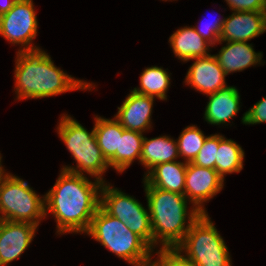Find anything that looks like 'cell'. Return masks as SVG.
<instances>
[{
  "label": "cell",
  "mask_w": 266,
  "mask_h": 266,
  "mask_svg": "<svg viewBox=\"0 0 266 266\" xmlns=\"http://www.w3.org/2000/svg\"><path fill=\"white\" fill-rule=\"evenodd\" d=\"M15 87L18 100L56 96L74 90H92V83L78 80L54 65L42 49L17 51Z\"/></svg>",
  "instance_id": "obj_2"
},
{
  "label": "cell",
  "mask_w": 266,
  "mask_h": 266,
  "mask_svg": "<svg viewBox=\"0 0 266 266\" xmlns=\"http://www.w3.org/2000/svg\"><path fill=\"white\" fill-rule=\"evenodd\" d=\"M232 11L266 12V0H225Z\"/></svg>",
  "instance_id": "obj_29"
},
{
  "label": "cell",
  "mask_w": 266,
  "mask_h": 266,
  "mask_svg": "<svg viewBox=\"0 0 266 266\" xmlns=\"http://www.w3.org/2000/svg\"><path fill=\"white\" fill-rule=\"evenodd\" d=\"M168 42L174 55L183 62L210 55L208 51L212 46L195 31L193 26L177 29L169 37Z\"/></svg>",
  "instance_id": "obj_18"
},
{
  "label": "cell",
  "mask_w": 266,
  "mask_h": 266,
  "mask_svg": "<svg viewBox=\"0 0 266 266\" xmlns=\"http://www.w3.org/2000/svg\"><path fill=\"white\" fill-rule=\"evenodd\" d=\"M244 155V150L237 142L219 134L215 170L223 180L226 174L239 173L243 169Z\"/></svg>",
  "instance_id": "obj_21"
},
{
  "label": "cell",
  "mask_w": 266,
  "mask_h": 266,
  "mask_svg": "<svg viewBox=\"0 0 266 266\" xmlns=\"http://www.w3.org/2000/svg\"><path fill=\"white\" fill-rule=\"evenodd\" d=\"M2 221H3V219H2V217L0 216V225H1Z\"/></svg>",
  "instance_id": "obj_33"
},
{
  "label": "cell",
  "mask_w": 266,
  "mask_h": 266,
  "mask_svg": "<svg viewBox=\"0 0 266 266\" xmlns=\"http://www.w3.org/2000/svg\"><path fill=\"white\" fill-rule=\"evenodd\" d=\"M253 47L247 42L226 41V46L224 45L214 56L228 75L262 63V52L256 53Z\"/></svg>",
  "instance_id": "obj_16"
},
{
  "label": "cell",
  "mask_w": 266,
  "mask_h": 266,
  "mask_svg": "<svg viewBox=\"0 0 266 266\" xmlns=\"http://www.w3.org/2000/svg\"><path fill=\"white\" fill-rule=\"evenodd\" d=\"M185 77V83L205 95L215 93L227 86L226 74L214 55L194 59Z\"/></svg>",
  "instance_id": "obj_13"
},
{
  "label": "cell",
  "mask_w": 266,
  "mask_h": 266,
  "mask_svg": "<svg viewBox=\"0 0 266 266\" xmlns=\"http://www.w3.org/2000/svg\"><path fill=\"white\" fill-rule=\"evenodd\" d=\"M225 19L217 18L214 21H210L207 24L204 23V26H193L195 31L213 47L216 43L220 41V35L223 28V23ZM203 27V28H202Z\"/></svg>",
  "instance_id": "obj_27"
},
{
  "label": "cell",
  "mask_w": 266,
  "mask_h": 266,
  "mask_svg": "<svg viewBox=\"0 0 266 266\" xmlns=\"http://www.w3.org/2000/svg\"><path fill=\"white\" fill-rule=\"evenodd\" d=\"M17 0H0V16L7 13Z\"/></svg>",
  "instance_id": "obj_30"
},
{
  "label": "cell",
  "mask_w": 266,
  "mask_h": 266,
  "mask_svg": "<svg viewBox=\"0 0 266 266\" xmlns=\"http://www.w3.org/2000/svg\"><path fill=\"white\" fill-rule=\"evenodd\" d=\"M100 207L107 214L125 223L130 231L140 236L153 249L148 206L146 209L134 197L105 182L101 188Z\"/></svg>",
  "instance_id": "obj_8"
},
{
  "label": "cell",
  "mask_w": 266,
  "mask_h": 266,
  "mask_svg": "<svg viewBox=\"0 0 266 266\" xmlns=\"http://www.w3.org/2000/svg\"><path fill=\"white\" fill-rule=\"evenodd\" d=\"M34 8L33 0H17L7 13L0 16V35L14 45L20 44L19 51L41 49L32 44L38 31Z\"/></svg>",
  "instance_id": "obj_9"
},
{
  "label": "cell",
  "mask_w": 266,
  "mask_h": 266,
  "mask_svg": "<svg viewBox=\"0 0 266 266\" xmlns=\"http://www.w3.org/2000/svg\"><path fill=\"white\" fill-rule=\"evenodd\" d=\"M2 157H1V153H0V177L1 175L5 172V169L4 167L2 166Z\"/></svg>",
  "instance_id": "obj_31"
},
{
  "label": "cell",
  "mask_w": 266,
  "mask_h": 266,
  "mask_svg": "<svg viewBox=\"0 0 266 266\" xmlns=\"http://www.w3.org/2000/svg\"><path fill=\"white\" fill-rule=\"evenodd\" d=\"M220 41L247 42L266 32V12L233 11L224 18Z\"/></svg>",
  "instance_id": "obj_12"
},
{
  "label": "cell",
  "mask_w": 266,
  "mask_h": 266,
  "mask_svg": "<svg viewBox=\"0 0 266 266\" xmlns=\"http://www.w3.org/2000/svg\"><path fill=\"white\" fill-rule=\"evenodd\" d=\"M158 266H195L194 263L177 248H161L155 252ZM182 254V255H181Z\"/></svg>",
  "instance_id": "obj_26"
},
{
  "label": "cell",
  "mask_w": 266,
  "mask_h": 266,
  "mask_svg": "<svg viewBox=\"0 0 266 266\" xmlns=\"http://www.w3.org/2000/svg\"><path fill=\"white\" fill-rule=\"evenodd\" d=\"M94 131L98 146L107 162L119 151L120 137H122V126L115 119H106L96 116Z\"/></svg>",
  "instance_id": "obj_22"
},
{
  "label": "cell",
  "mask_w": 266,
  "mask_h": 266,
  "mask_svg": "<svg viewBox=\"0 0 266 266\" xmlns=\"http://www.w3.org/2000/svg\"><path fill=\"white\" fill-rule=\"evenodd\" d=\"M139 266H158L154 261H150L146 264H143V265H139Z\"/></svg>",
  "instance_id": "obj_32"
},
{
  "label": "cell",
  "mask_w": 266,
  "mask_h": 266,
  "mask_svg": "<svg viewBox=\"0 0 266 266\" xmlns=\"http://www.w3.org/2000/svg\"><path fill=\"white\" fill-rule=\"evenodd\" d=\"M207 136L195 125L187 126L182 130L177 139L179 156L183 157L184 162H193L201 150Z\"/></svg>",
  "instance_id": "obj_24"
},
{
  "label": "cell",
  "mask_w": 266,
  "mask_h": 266,
  "mask_svg": "<svg viewBox=\"0 0 266 266\" xmlns=\"http://www.w3.org/2000/svg\"><path fill=\"white\" fill-rule=\"evenodd\" d=\"M187 163L171 161L157 164L144 176V187L184 194Z\"/></svg>",
  "instance_id": "obj_17"
},
{
  "label": "cell",
  "mask_w": 266,
  "mask_h": 266,
  "mask_svg": "<svg viewBox=\"0 0 266 266\" xmlns=\"http://www.w3.org/2000/svg\"><path fill=\"white\" fill-rule=\"evenodd\" d=\"M143 140V133L126 130L122 126L119 151H116V154L108 161L109 167L114 168L118 173H122L129 168L134 160L137 159L140 162Z\"/></svg>",
  "instance_id": "obj_20"
},
{
  "label": "cell",
  "mask_w": 266,
  "mask_h": 266,
  "mask_svg": "<svg viewBox=\"0 0 266 266\" xmlns=\"http://www.w3.org/2000/svg\"><path fill=\"white\" fill-rule=\"evenodd\" d=\"M61 169L54 186L45 194V216L52 214L57 233H85L100 207L103 183Z\"/></svg>",
  "instance_id": "obj_1"
},
{
  "label": "cell",
  "mask_w": 266,
  "mask_h": 266,
  "mask_svg": "<svg viewBox=\"0 0 266 266\" xmlns=\"http://www.w3.org/2000/svg\"><path fill=\"white\" fill-rule=\"evenodd\" d=\"M155 97L131 90L114 118L126 130L145 132L151 129V116Z\"/></svg>",
  "instance_id": "obj_14"
},
{
  "label": "cell",
  "mask_w": 266,
  "mask_h": 266,
  "mask_svg": "<svg viewBox=\"0 0 266 266\" xmlns=\"http://www.w3.org/2000/svg\"><path fill=\"white\" fill-rule=\"evenodd\" d=\"M27 222L3 220L0 225V266H8L29 247L37 230Z\"/></svg>",
  "instance_id": "obj_11"
},
{
  "label": "cell",
  "mask_w": 266,
  "mask_h": 266,
  "mask_svg": "<svg viewBox=\"0 0 266 266\" xmlns=\"http://www.w3.org/2000/svg\"><path fill=\"white\" fill-rule=\"evenodd\" d=\"M176 248L195 266H232L228 247L207 213L195 219Z\"/></svg>",
  "instance_id": "obj_6"
},
{
  "label": "cell",
  "mask_w": 266,
  "mask_h": 266,
  "mask_svg": "<svg viewBox=\"0 0 266 266\" xmlns=\"http://www.w3.org/2000/svg\"><path fill=\"white\" fill-rule=\"evenodd\" d=\"M178 157L177 140L166 135L151 139L144 136L140 163L148 169L145 175L157 164L176 161Z\"/></svg>",
  "instance_id": "obj_19"
},
{
  "label": "cell",
  "mask_w": 266,
  "mask_h": 266,
  "mask_svg": "<svg viewBox=\"0 0 266 266\" xmlns=\"http://www.w3.org/2000/svg\"><path fill=\"white\" fill-rule=\"evenodd\" d=\"M223 186L224 180L215 169L187 163L184 195L200 213H207L204 204L219 193Z\"/></svg>",
  "instance_id": "obj_10"
},
{
  "label": "cell",
  "mask_w": 266,
  "mask_h": 266,
  "mask_svg": "<svg viewBox=\"0 0 266 266\" xmlns=\"http://www.w3.org/2000/svg\"><path fill=\"white\" fill-rule=\"evenodd\" d=\"M204 119L213 125L227 124L240 110L239 91L234 86H225L215 93L208 94Z\"/></svg>",
  "instance_id": "obj_15"
},
{
  "label": "cell",
  "mask_w": 266,
  "mask_h": 266,
  "mask_svg": "<svg viewBox=\"0 0 266 266\" xmlns=\"http://www.w3.org/2000/svg\"><path fill=\"white\" fill-rule=\"evenodd\" d=\"M144 189L151 220L153 250L158 244L162 245L161 248H176L202 213L195 207L188 211L189 201L184 194L156 187Z\"/></svg>",
  "instance_id": "obj_3"
},
{
  "label": "cell",
  "mask_w": 266,
  "mask_h": 266,
  "mask_svg": "<svg viewBox=\"0 0 266 266\" xmlns=\"http://www.w3.org/2000/svg\"><path fill=\"white\" fill-rule=\"evenodd\" d=\"M0 216L3 220L39 226L45 216V195L39 196L26 181L11 173L0 177Z\"/></svg>",
  "instance_id": "obj_7"
},
{
  "label": "cell",
  "mask_w": 266,
  "mask_h": 266,
  "mask_svg": "<svg viewBox=\"0 0 266 266\" xmlns=\"http://www.w3.org/2000/svg\"><path fill=\"white\" fill-rule=\"evenodd\" d=\"M86 233L132 266L152 261L154 250L140 236L130 231L125 223L107 214L101 207L93 216Z\"/></svg>",
  "instance_id": "obj_4"
},
{
  "label": "cell",
  "mask_w": 266,
  "mask_h": 266,
  "mask_svg": "<svg viewBox=\"0 0 266 266\" xmlns=\"http://www.w3.org/2000/svg\"><path fill=\"white\" fill-rule=\"evenodd\" d=\"M170 75L162 67H147L140 75V87H135L133 91L139 94L157 97L160 100H167L166 93L171 83Z\"/></svg>",
  "instance_id": "obj_23"
},
{
  "label": "cell",
  "mask_w": 266,
  "mask_h": 266,
  "mask_svg": "<svg viewBox=\"0 0 266 266\" xmlns=\"http://www.w3.org/2000/svg\"><path fill=\"white\" fill-rule=\"evenodd\" d=\"M242 123L254 125L266 122V97L260 99L248 111L243 114Z\"/></svg>",
  "instance_id": "obj_28"
},
{
  "label": "cell",
  "mask_w": 266,
  "mask_h": 266,
  "mask_svg": "<svg viewBox=\"0 0 266 266\" xmlns=\"http://www.w3.org/2000/svg\"><path fill=\"white\" fill-rule=\"evenodd\" d=\"M57 130L58 136L77 162L76 167L63 166L61 169L80 175L86 173L105 183L102 175L109 168V164L98 146L94 127L91 132H88L73 117L63 114Z\"/></svg>",
  "instance_id": "obj_5"
},
{
  "label": "cell",
  "mask_w": 266,
  "mask_h": 266,
  "mask_svg": "<svg viewBox=\"0 0 266 266\" xmlns=\"http://www.w3.org/2000/svg\"><path fill=\"white\" fill-rule=\"evenodd\" d=\"M219 147V134L209 135L203 143V146L196 158L193 160V164L215 169V160Z\"/></svg>",
  "instance_id": "obj_25"
}]
</instances>
